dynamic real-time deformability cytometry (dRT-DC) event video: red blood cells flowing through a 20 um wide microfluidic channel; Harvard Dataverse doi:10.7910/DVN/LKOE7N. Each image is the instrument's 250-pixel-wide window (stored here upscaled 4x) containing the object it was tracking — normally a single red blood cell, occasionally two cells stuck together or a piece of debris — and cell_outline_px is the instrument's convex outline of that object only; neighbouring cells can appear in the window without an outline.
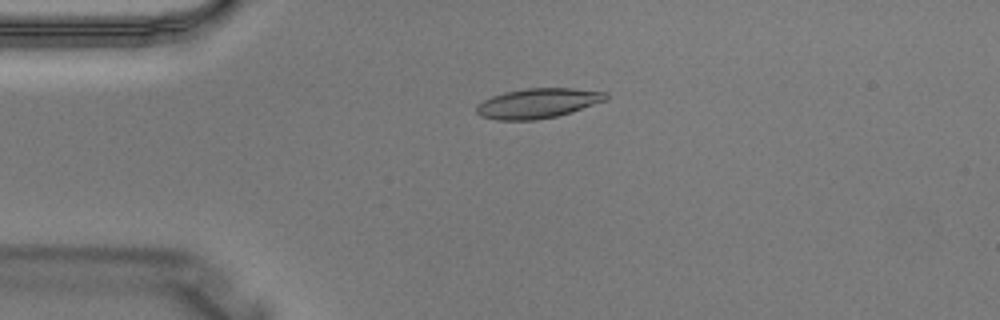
{"species": "Egyptian fruit bat (a non-hibernating species)", "species_latin": "Rousettus aegyptiacus", "temperature_condition": "warm", "stored_images_in_passage": 3, "camera_frame_rate_fps": 3000, "um_per_image_px": 0.085, "animal": {"sex": "male"}, "frame": {"image": 1, "passage_image": 3, "time_ms": 0.667, "image_size_px": [1000, 320], "cell_outline_px": [[608, 100], [572, 112], [556, 116], [536, 120], [496, 120], [480, 116], [476, 112], [476, 108], [484, 100], [492, 96], [504, 92], [528, 88], [572, 88], [608, 92]], "centroid_in_image_um": [45.76, 8.78], "position_along_channel_um": 39.2, "area_um2": 22.6}}